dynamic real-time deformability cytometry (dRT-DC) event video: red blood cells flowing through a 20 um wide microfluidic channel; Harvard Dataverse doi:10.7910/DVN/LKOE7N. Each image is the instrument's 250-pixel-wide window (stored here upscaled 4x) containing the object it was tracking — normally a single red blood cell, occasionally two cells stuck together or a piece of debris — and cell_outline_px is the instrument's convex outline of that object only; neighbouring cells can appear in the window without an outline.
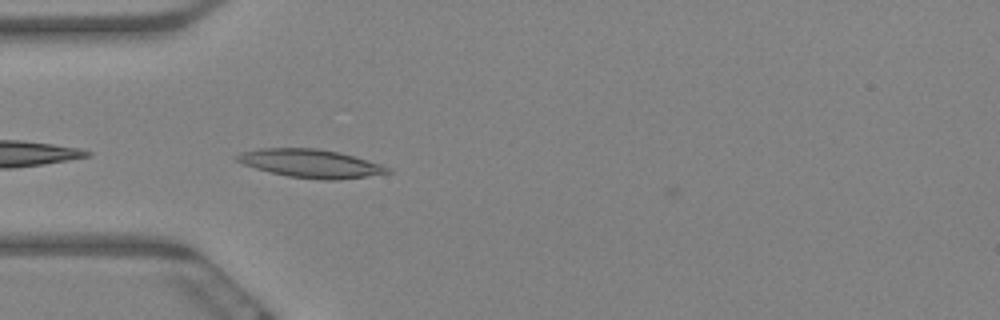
{"species": "Egyptian fruit bat (a non-hibernating species)", "species_latin": "Rousettus aegyptiacus", "temperature_condition": "warm", "stored_images_in_passage": 2, "camera_frame_rate_fps": 3000, "um_per_image_px": 0.085, "animal": {"sex": "female"}, "frame": {"image": 1, "passage_image": 1, "time_ms": 0.0, "image_size_px": [1000, 320], "cell_outline_px": [[392, 172], [336, 180], [324, 180], [288, 176], [256, 168], [244, 164], [236, 160], [232, 156], [240, 152], [260, 148], [316, 148], [336, 152], [352, 156], [380, 164], [392, 168]], "centroid_in_image_um": [26.36, 13.89], "position_along_channel_um": 58.6, "area_um2": 24.51}}